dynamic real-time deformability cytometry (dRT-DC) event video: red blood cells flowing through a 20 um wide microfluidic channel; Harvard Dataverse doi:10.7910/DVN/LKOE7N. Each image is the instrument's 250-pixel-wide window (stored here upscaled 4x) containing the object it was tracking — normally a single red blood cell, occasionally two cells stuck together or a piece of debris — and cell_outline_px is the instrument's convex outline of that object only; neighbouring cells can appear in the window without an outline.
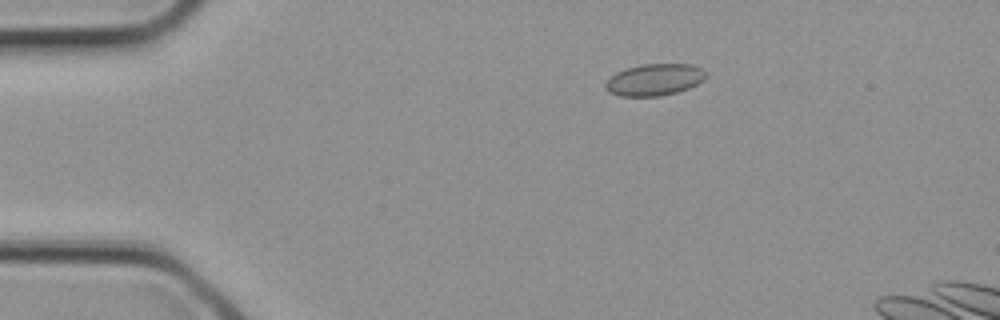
{"species": "common noctule bat (a hibernating species)", "species_latin": "Nyctalus noctula", "temperature_condition": "cold", "stored_images_in_passage": 2, "segment_of_instrument_passage": [2, 2], "camera_frame_rate_fps": 3000, "um_per_image_px": 0.085, "animal": {"sex": "female", "body_mass_g": 21.9}, "frame": {"image": 1, "passage_image": 2, "time_ms": 0.333, "image_size_px": [1000, 320], "cell_outline_px": [[708, 76], [704, 80], [688, 88], [676, 92], [660, 96], [620, 96], [608, 92], [604, 88], [604, 84], [616, 72], [624, 68], [640, 64], [692, 64], [704, 68], [708, 72]], "centroid_in_image_um": [55.65, 6.76], "position_along_channel_um": 29.3, "area_um2": 18.9}}